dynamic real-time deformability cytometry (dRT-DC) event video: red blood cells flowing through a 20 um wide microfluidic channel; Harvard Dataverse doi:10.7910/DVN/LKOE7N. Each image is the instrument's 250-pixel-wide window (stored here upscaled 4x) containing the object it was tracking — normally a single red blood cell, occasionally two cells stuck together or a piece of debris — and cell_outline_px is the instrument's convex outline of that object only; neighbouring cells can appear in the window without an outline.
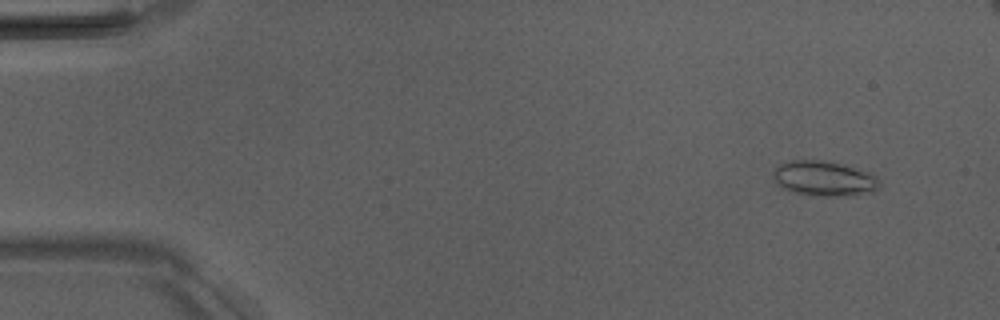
{"species": "Egyptian fruit bat (a non-hibernating species)", "species_latin": "Rousettus aegyptiacus", "temperature_condition": "room temperature", "stored_images_in_passage": 4, "camera_frame_rate_fps": 3000, "um_per_image_px": 0.085, "animal": {"sex": "male"}, "frame": {"image": 1, "passage_image": 1, "time_ms": 0.0, "image_size_px": [1000, 320], "cell_outline_px": [[880, 188], [872, 192], [848, 196], [824, 196], [796, 192], [784, 188], [776, 180], [772, 172], [780, 164], [792, 160], [824, 160], [844, 164], [872, 172], [880, 180]], "centroid_in_image_um": [70.15, 15.16], "position_along_channel_um": 14.9, "area_um2": 21.73}}